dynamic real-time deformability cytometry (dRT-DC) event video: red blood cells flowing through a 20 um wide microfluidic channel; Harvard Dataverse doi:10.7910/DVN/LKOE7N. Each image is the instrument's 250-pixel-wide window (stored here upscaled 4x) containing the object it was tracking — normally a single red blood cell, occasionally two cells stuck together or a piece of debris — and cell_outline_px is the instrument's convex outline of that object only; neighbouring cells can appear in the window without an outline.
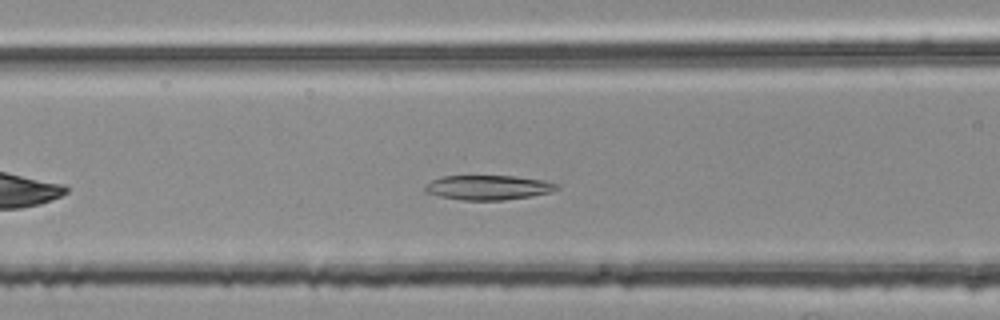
{"species": "common noctule bat (a hibernating species)", "species_latin": "Nyctalus noctula", "temperature_condition": "room temperature", "stored_images_in_passage": 39, "camera_frame_rate_fps": 3000, "um_per_image_px": 0.085, "animal": {"sex": "female", "body_mass_g": 25.1}, "frame": {"image": 1, "passage_image": 10, "time_ms": 3.0, "image_size_px": [1000, 320], "cell_outline_px": [[560, 188], [548, 192], [532, 196], [504, 200], [460, 200], [440, 196], [424, 192], [424, 184], [440, 176], [516, 176], [540, 180], [560, 184]], "centroid_in_image_um": [41.46, 15.94], "position_along_channel_um": 125.1, "area_um2": 18.96}}
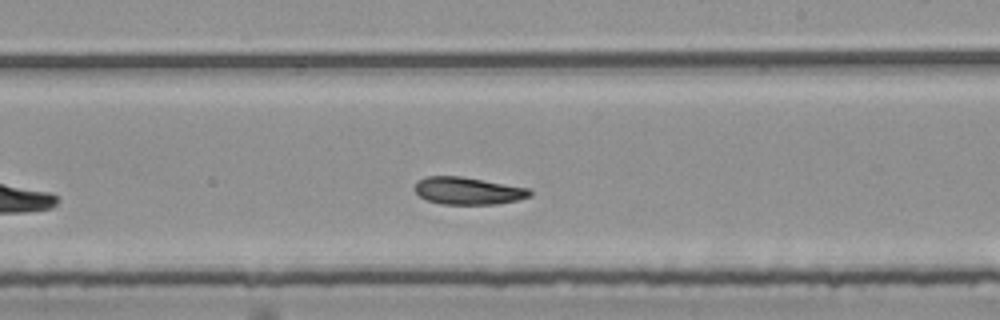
{"frame": {"image": 2, "passage_image": 20, "time_ms": 6.333, "image_size_px": [1000, 320], "cell_outline_px": [[532, 196], [516, 200], [496, 204], [440, 204], [428, 200], [420, 196], [412, 188], [416, 180], [424, 176], [460, 176], [528, 188], [532, 192]], "centroid_in_image_um": [39.72, 16.21], "position_along_channel_um": 249.3, "area_um2": 18.38}}
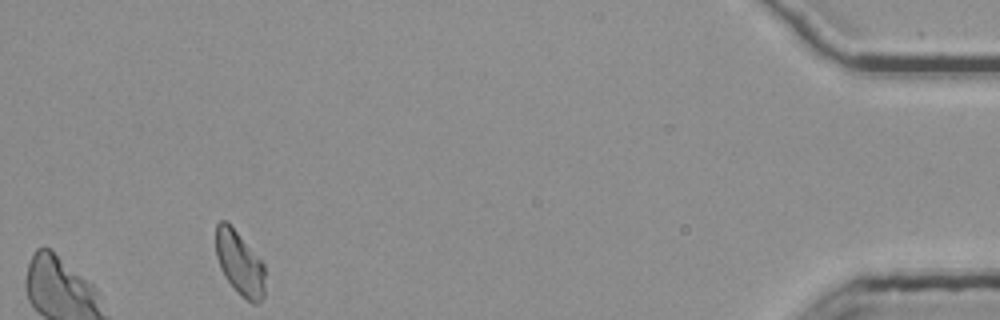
{"frame": {"image": 3, "passage_image": 39, "time_ms": 12.667, "image_size_px": [1000, 320], "cell_outline_px": [[264, 296], [256, 304], [252, 304], [224, 276], [220, 268], [216, 256], [216, 224], [220, 220], [224, 220], [236, 232], [264, 264]], "centroid_in_image_um": [20.36, 22.37], "position_along_channel_um": 414.8, "area_um2": 17.69}, "authors_computed_cell_mechanics": {"area_um2": 18.5538, "velocity_mm_per_s": 3.7366, "shape_relaxation_time_tau1_ms": null, "shape_relaxation_time_tau2_ms": 6.5389, "deformation_change_tau1": null, "deformation_change_tau2": 0.1229}}